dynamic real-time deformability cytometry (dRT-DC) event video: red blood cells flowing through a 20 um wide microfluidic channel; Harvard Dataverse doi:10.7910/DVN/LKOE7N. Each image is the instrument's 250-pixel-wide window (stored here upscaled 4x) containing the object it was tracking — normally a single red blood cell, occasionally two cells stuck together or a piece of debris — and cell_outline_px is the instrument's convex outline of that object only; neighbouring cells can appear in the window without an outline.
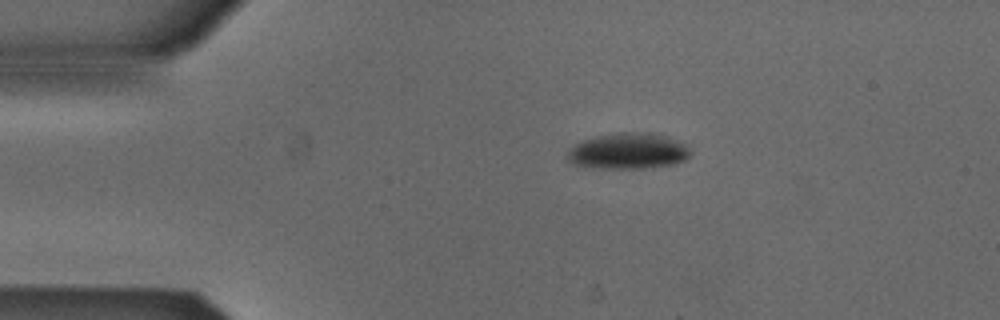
{"species": "Egyptian fruit bat (a non-hibernating species)", "species_latin": "Rousettus aegyptiacus", "temperature_condition": "cold", "stored_images_in_passage": 7, "camera_frame_rate_fps": 3000, "um_per_image_px": 0.085, "animal": {"sex": "male"}, "frame": {"image": 1, "passage_image": 1, "time_ms": 0.0, "image_size_px": [1000, 320], "cell_outline_px": [[692, 152], [684, 160], [676, 164], [652, 168], [584, 168], [572, 164], [564, 156], [568, 148], [580, 140], [596, 136], [620, 132], [648, 132], [668, 136], [684, 144]], "centroid_in_image_um": [53.32, 12.85], "position_along_channel_um": 31.7, "area_um2": 26.47}}